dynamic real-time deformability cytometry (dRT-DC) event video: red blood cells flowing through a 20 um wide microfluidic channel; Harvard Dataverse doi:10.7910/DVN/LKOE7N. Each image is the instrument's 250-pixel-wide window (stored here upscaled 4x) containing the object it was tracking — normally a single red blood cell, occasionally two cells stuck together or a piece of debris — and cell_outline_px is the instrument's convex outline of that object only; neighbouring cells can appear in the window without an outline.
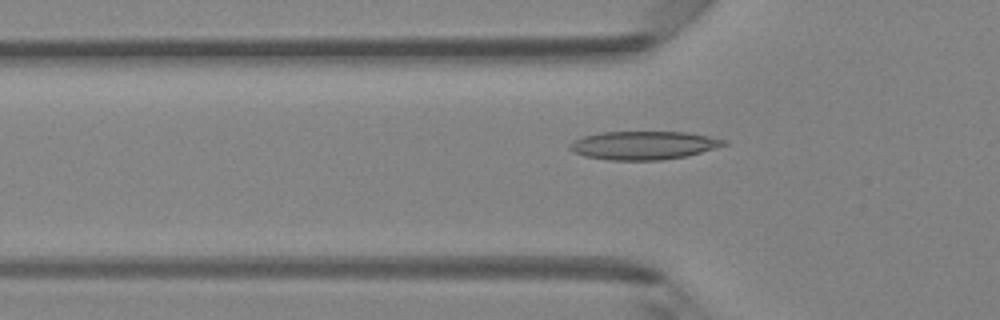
{"species": "Egyptian fruit bat (a non-hibernating species)", "species_latin": "Rousettus aegyptiacus", "temperature_condition": "room temperature", "stored_images_in_passage": 39, "camera_frame_rate_fps": 3000, "um_per_image_px": 0.085, "animal": {"sex": "female"}, "frame": {"image": 1, "passage_image": 6, "time_ms": 1.667, "image_size_px": [1000, 320], "cell_outline_px": [[728, 144], [700, 152], [684, 156], [660, 160], [608, 160], [584, 156], [572, 152], [568, 148], [568, 144], [572, 140], [584, 136], [600, 132], [684, 132], [708, 136], [728, 140]], "centroid_in_image_um": [54.64, 12.35], "position_along_channel_um": 71.2, "area_um2": 25.49}}
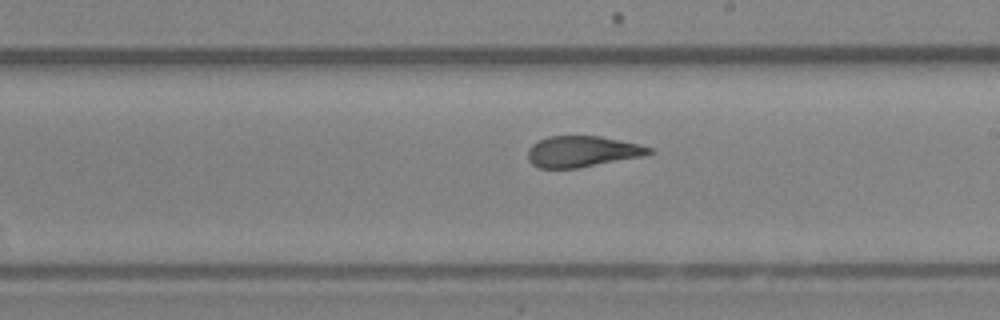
{"frame": {"image": 2, "passage_image": 18, "time_ms": 5.667, "image_size_px": [1000, 320], "cell_outline_px": [[652, 152], [644, 156], [580, 168], [540, 168], [532, 164], [528, 160], [528, 148], [532, 144], [548, 136], [600, 136], [640, 144], [652, 148]], "centroid_in_image_um": [49.49, 12.88], "position_along_channel_um": 239.5, "area_um2": 22.02}}
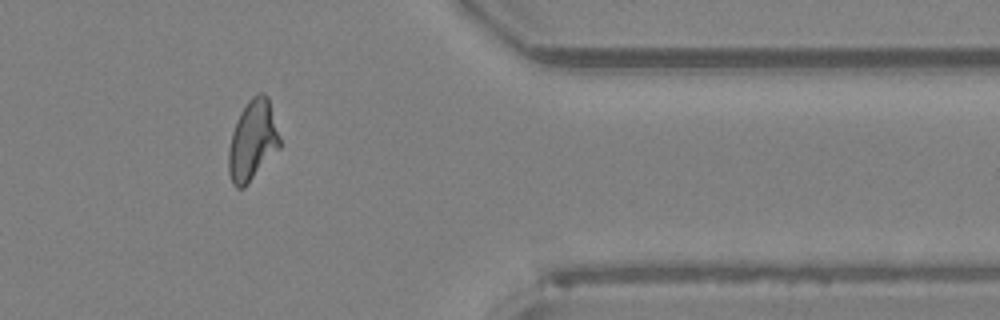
{"frame": {"image": 3, "passage_image": 30, "time_ms": 9.667, "image_size_px": [1000, 320], "cell_outline_px": [[280, 148], [244, 188], [236, 188], [232, 184], [228, 172], [228, 148], [232, 132], [240, 112], [248, 100], [256, 92], [264, 92], [268, 96], [280, 136]], "centroid_in_image_um": [21.46, 11.93], "position_along_channel_um": 389.9, "area_um2": 24.22}, "authors_computed_cell_mechanics": {"area_um2": 23.1778, "velocity_mm_per_s": 4.2265, "shape_relaxation_time_tau1_ms": null, "shape_relaxation_time_tau2_ms": 1.4157, "deformation_change_tau1": null, "deformation_change_tau2": 0.0815}}